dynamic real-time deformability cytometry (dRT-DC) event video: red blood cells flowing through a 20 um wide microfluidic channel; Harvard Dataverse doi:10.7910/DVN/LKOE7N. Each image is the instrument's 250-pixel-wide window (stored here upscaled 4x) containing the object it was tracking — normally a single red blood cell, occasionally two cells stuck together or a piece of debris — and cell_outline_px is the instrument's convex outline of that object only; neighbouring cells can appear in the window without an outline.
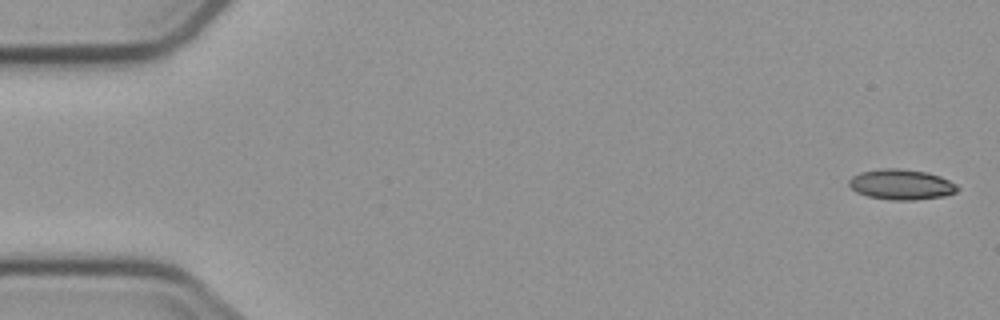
{"species": "common noctule bat (a hibernating species)", "species_latin": "Nyctalus noctula", "temperature_condition": "cold", "stored_images_in_passage": 6, "camera_frame_rate_fps": 3000, "um_per_image_px": 0.085, "animal": {"sex": "male", "body_mass_g": 23.1, "forearm_length_mm": 52.7}, "frame": {"image": 1, "passage_image": 1, "time_ms": 0.0, "image_size_px": [1000, 320], "cell_outline_px": [[960, 188], [956, 192], [944, 196], [916, 200], [892, 200], [868, 196], [856, 192], [848, 184], [848, 180], [852, 176], [860, 172], [880, 168], [900, 168], [928, 172], [940, 176], [956, 184]], "centroid_in_image_um": [76.61, 15.67], "position_along_channel_um": 8.4, "area_um2": 19.36}}
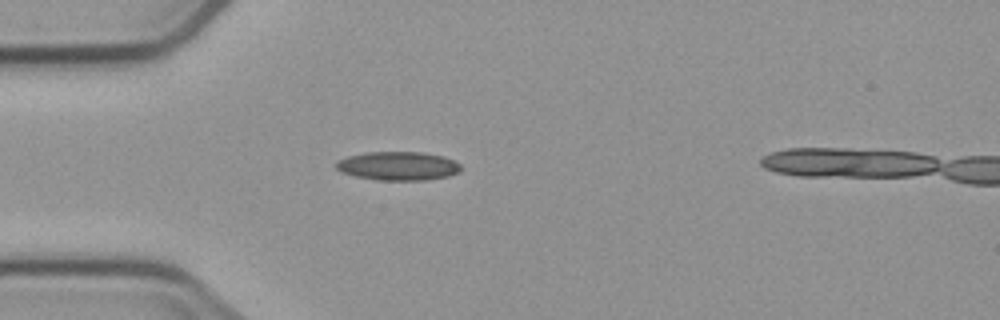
{"frame": {"image": 2, "passage_image": 5, "time_ms": 4.667, "image_size_px": [1000, 320], "cell_outline_px": [[460, 172], [448, 176], [424, 180], [376, 180], [356, 176], [340, 172], [336, 168], [336, 160], [348, 156], [368, 152], [420, 152], [444, 156], [460, 164]], "centroid_in_image_um": [33.82, 14.11], "position_along_channel_um": 51.2, "area_um2": 20.87}}